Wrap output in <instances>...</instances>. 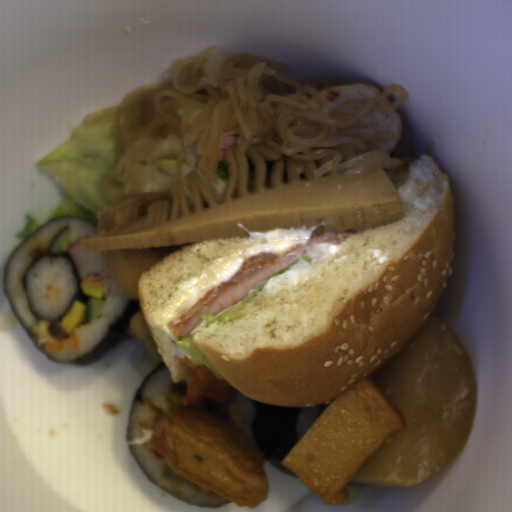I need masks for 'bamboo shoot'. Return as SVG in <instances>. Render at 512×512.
Here are the masks:
<instances>
[{
    "label": "bamboo shoot",
    "mask_w": 512,
    "mask_h": 512,
    "mask_svg": "<svg viewBox=\"0 0 512 512\" xmlns=\"http://www.w3.org/2000/svg\"><path fill=\"white\" fill-rule=\"evenodd\" d=\"M227 182L220 203L194 169L183 176L193 211L181 181L170 184L171 198L146 207L144 217L124 226L81 239L87 251L170 248L207 238L250 236L249 231L319 226L342 233L392 225L405 219L404 201L383 169L346 179L338 172L318 177L313 171L332 159L295 161L282 155L267 161L251 144L222 151Z\"/></svg>",
    "instance_id": "obj_1"
}]
</instances>
